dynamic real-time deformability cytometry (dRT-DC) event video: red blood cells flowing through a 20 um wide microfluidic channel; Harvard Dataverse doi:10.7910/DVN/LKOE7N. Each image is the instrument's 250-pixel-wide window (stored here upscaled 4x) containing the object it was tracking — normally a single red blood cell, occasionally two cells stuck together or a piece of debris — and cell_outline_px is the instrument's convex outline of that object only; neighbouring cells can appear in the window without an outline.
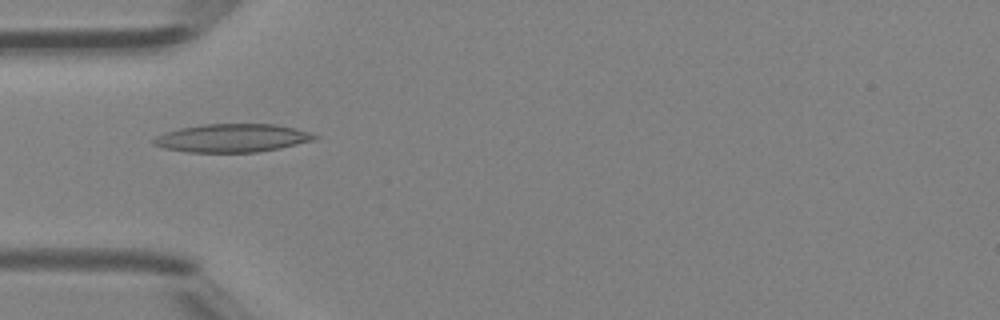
{"species": "Egyptian fruit bat (a non-hibernating species)", "species_latin": "Rousettus aegyptiacus", "temperature_condition": "room temperature", "stored_images_in_passage": 38, "camera_frame_rate_fps": 3000, "um_per_image_px": 0.085, "animal": {"sex": "female"}, "frame": {"image": 1, "passage_image": 6, "time_ms": 1.667, "image_size_px": [1000, 320], "cell_outline_px": [[320, 136], [316, 140], [280, 148], [256, 152], [188, 152], [164, 148], [152, 144], [152, 140], [156, 136], [164, 132], [180, 128], [204, 124], [276, 124], [308, 132]], "centroid_in_image_um": [19.73, 11.73], "position_along_channel_um": 65.3, "area_um2": 26.47}}
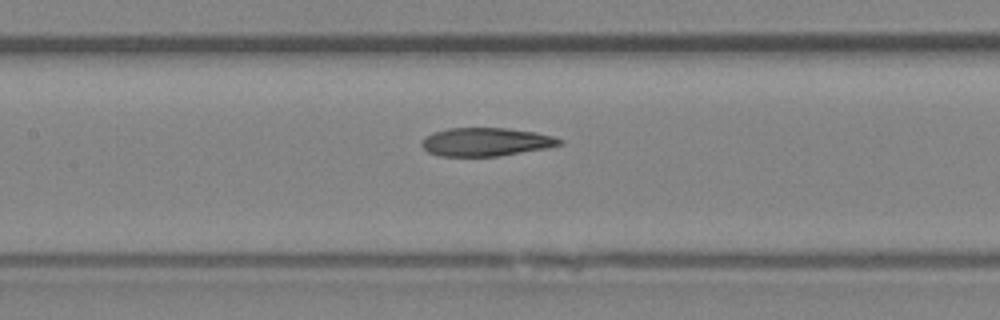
{"frame": {"image": 2, "passage_image": 13, "time_ms": 4.0, "image_size_px": [1000, 320], "cell_outline_px": [[564, 144], [544, 148], [496, 156], [440, 156], [428, 152], [424, 148], [424, 140], [432, 132], [448, 128], [508, 128], [536, 132], [552, 136], [564, 140]], "centroid_in_image_um": [41.34, 12.05], "position_along_channel_um": 166.1, "area_um2": 22.48}}
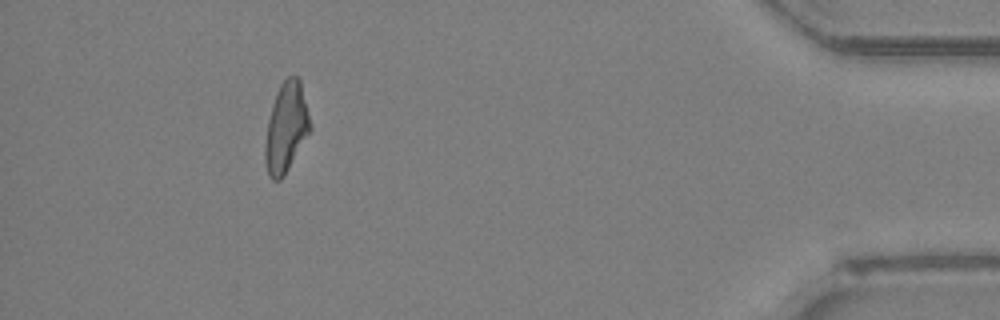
{"frame": {"image": 3, "passage_image": 34, "time_ms": 11.0, "image_size_px": [1000, 320], "cell_outline_px": [[312, 128], [284, 176], [280, 180], [272, 180], [268, 176], [264, 160], [264, 148], [268, 120], [272, 104], [276, 92], [280, 84], [288, 76], [296, 76], [300, 80]], "centroid_in_image_um": [24.3, 10.86], "position_along_channel_um": 410.9, "area_um2": 23.52}, "authors_computed_cell_mechanics": {"area_um2": 23.3801, "velocity_mm_per_s": 4.3653, "shape_relaxation_time_tau1_ms": null, "shape_relaxation_time_tau2_ms": 3.2243, "deformation_change_tau1": null, "deformation_change_tau2": 0.1217}}